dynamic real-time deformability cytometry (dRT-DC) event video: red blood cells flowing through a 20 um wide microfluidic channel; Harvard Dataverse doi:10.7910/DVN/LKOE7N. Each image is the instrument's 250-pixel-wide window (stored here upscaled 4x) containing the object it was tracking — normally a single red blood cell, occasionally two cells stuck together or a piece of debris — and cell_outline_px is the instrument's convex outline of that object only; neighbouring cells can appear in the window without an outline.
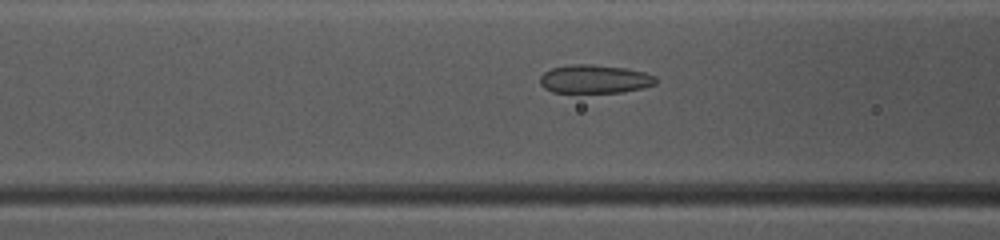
{"species": "common noctule bat (a hibernating species)", "species_latin": "Nyctalus noctula", "temperature_condition": "warm", "stored_images_in_passage": 49, "camera_frame_rate_fps": 3000, "um_per_image_px": 0.085, "animal": {"sex": "female", "body_mass_g": 10.0, "forearm_length_mm": 53.1}, "frame": {"image": 1, "passage_image": 20, "time_ms": 6.333, "image_size_px": [1000, 240], "cell_outline_px": [[656, 84], [644, 88], [620, 92], [552, 92], [544, 88], [540, 84], [540, 76], [544, 72], [552, 68], [572, 64], [592, 64], [624, 68], [644, 72], [656, 76]], "centroid_in_image_um": [50.54, 6.72], "position_along_channel_um": 116.1, "area_um2": 19.19}}
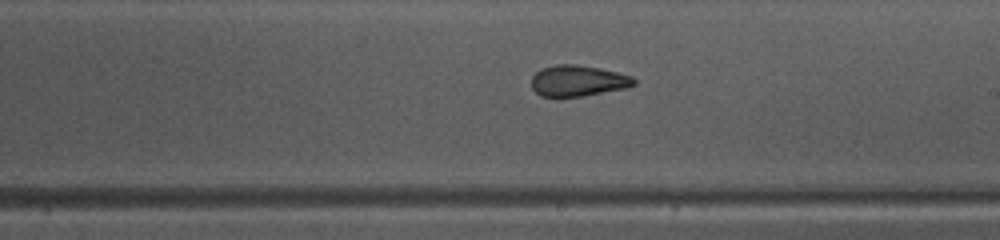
{"frame": {"image": 2, "passage_image": 29, "time_ms": 9.333, "image_size_px": [1000, 240], "cell_outline_px": [[636, 84], [628, 88], [556, 100], [540, 96], [532, 88], [532, 76], [540, 68], [556, 64], [576, 64], [600, 68], [632, 76], [636, 80]], "centroid_in_image_um": [49.08, 6.89], "position_along_channel_um": 239.9, "area_um2": 19.13}}
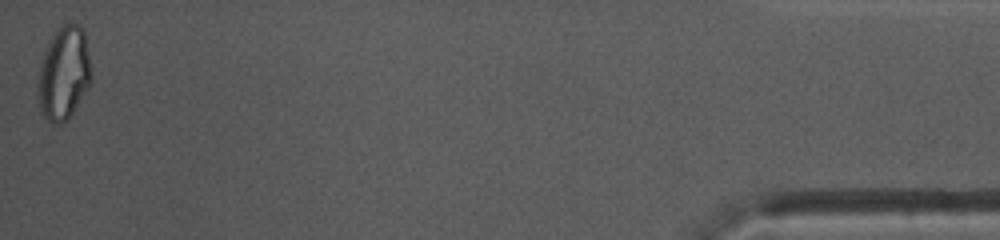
{"frame": {"image": 3, "passage_image": 49, "time_ms": 16.0, "image_size_px": [1000, 240], "cell_outline_px": [[92, 80], [88, 88], [68, 120], [64, 124], [52, 124], [40, 112], [36, 88], [40, 68], [44, 52], [48, 40], [56, 28], [64, 24], [80, 24], [84, 28], [92, 76]], "centroid_in_image_um": [5.42, 6.24], "position_along_channel_um": 429.8, "area_um2": 29.54}, "authors_computed_cell_mechanics": {"area_um2": 21.1548, "velocity_mm_per_s": 4.1132, "shape_relaxation_time_tau1_ms": 6.6339, "shape_relaxation_time_tau2_ms": 1.6516, "deformation_change_tau1": 0.1733, "deformation_change_tau2": 0.0719}}